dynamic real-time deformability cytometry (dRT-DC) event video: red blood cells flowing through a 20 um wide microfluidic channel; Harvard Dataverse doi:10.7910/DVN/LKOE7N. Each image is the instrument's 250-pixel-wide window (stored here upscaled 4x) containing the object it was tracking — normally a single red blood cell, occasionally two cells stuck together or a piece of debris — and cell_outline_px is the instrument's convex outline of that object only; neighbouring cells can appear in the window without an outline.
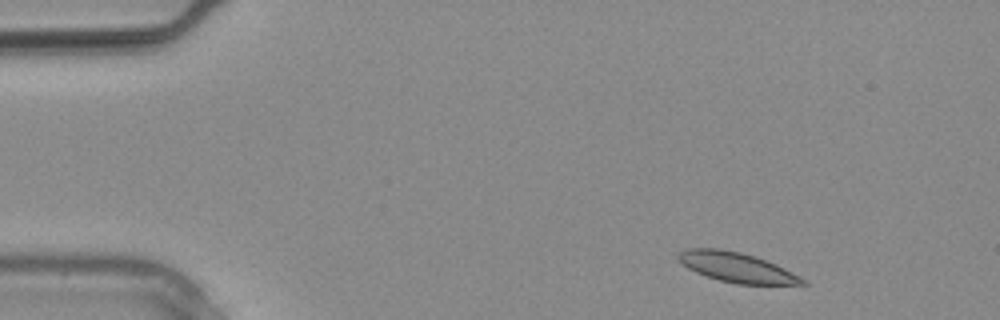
{"species": "common noctule bat (a hibernating species)", "species_latin": "Nyctalus noctula", "temperature_condition": "warm", "stored_images_in_passage": 2, "camera_frame_rate_fps": 3000, "um_per_image_px": 0.085, "animal": {"sex": "male", "body_mass_g": 20.4}, "frame": {"image": 1, "passage_image": 1, "time_ms": 0.0, "image_size_px": [1000, 320], "cell_outline_px": [[808, 284], [736, 284], [720, 280], [696, 272], [688, 268], [676, 256], [680, 252], [688, 248], [720, 248], [740, 252], [756, 256], [776, 264], [800, 276]], "centroid_in_image_um": [62.62, 22.71], "position_along_channel_um": 22.4, "area_um2": 21.33}}